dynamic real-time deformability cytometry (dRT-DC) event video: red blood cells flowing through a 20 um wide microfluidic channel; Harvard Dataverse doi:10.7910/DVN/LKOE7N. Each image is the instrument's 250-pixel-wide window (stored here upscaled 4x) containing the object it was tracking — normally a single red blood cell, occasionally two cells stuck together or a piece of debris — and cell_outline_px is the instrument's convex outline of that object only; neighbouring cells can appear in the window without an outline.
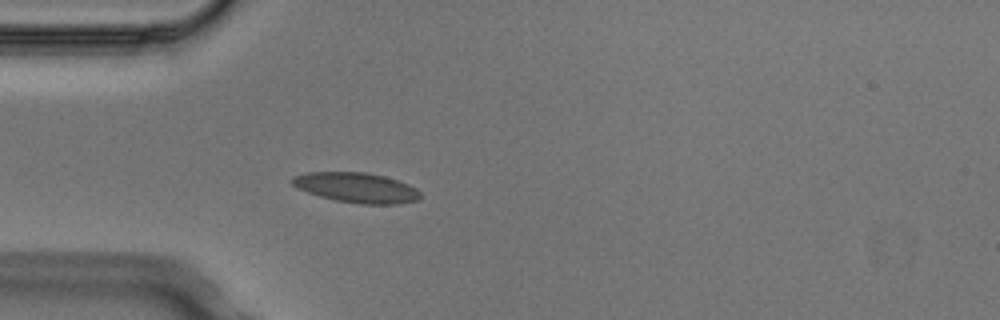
{"species": "Egyptian fruit bat (a non-hibernating species)", "species_latin": "Rousettus aegyptiacus", "temperature_condition": "cold", "stored_images_in_passage": 4, "camera_frame_rate_fps": 3000, "um_per_image_px": 0.085, "animal": {"sex": "male"}, "frame": {"image": 1, "passage_image": 4, "time_ms": 1.0, "image_size_px": [1000, 320], "cell_outline_px": [[420, 200], [396, 204], [360, 204], [336, 200], [320, 196], [308, 192], [292, 184], [292, 176], [308, 172], [364, 172], [384, 176], [408, 184], [416, 188], [420, 192]], "centroid_in_image_um": [30.33, 15.95], "position_along_channel_um": 54.7, "area_um2": 22.25}}